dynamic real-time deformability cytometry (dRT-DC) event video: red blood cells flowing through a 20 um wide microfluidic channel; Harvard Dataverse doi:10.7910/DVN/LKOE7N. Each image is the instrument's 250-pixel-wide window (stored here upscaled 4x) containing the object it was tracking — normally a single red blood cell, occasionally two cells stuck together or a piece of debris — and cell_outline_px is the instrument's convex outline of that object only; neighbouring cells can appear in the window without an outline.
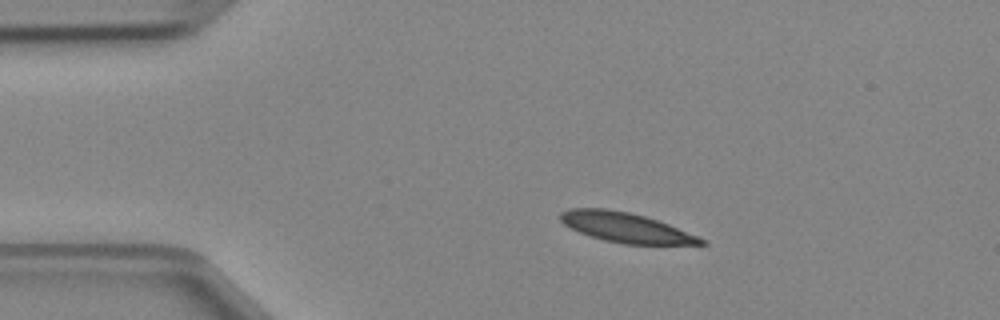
{"species": "Egyptian fruit bat (a non-hibernating species)", "species_latin": "Rousettus aegyptiacus", "temperature_condition": "cold", "stored_images_in_passage": 3, "camera_frame_rate_fps": 3000, "um_per_image_px": 0.085, "animal": {"sex": "female"}, "frame": {"image": 1, "passage_image": 2, "time_ms": 0.333, "image_size_px": [1000, 320], "cell_outline_px": [[708, 244], [624, 244], [604, 240], [588, 236], [564, 224], [560, 220], [560, 212], [568, 208], [604, 208], [628, 212], [644, 216], [668, 224], [708, 240]], "centroid_in_image_um": [53.18, 19.34], "position_along_channel_um": 31.8, "area_um2": 24.28}}